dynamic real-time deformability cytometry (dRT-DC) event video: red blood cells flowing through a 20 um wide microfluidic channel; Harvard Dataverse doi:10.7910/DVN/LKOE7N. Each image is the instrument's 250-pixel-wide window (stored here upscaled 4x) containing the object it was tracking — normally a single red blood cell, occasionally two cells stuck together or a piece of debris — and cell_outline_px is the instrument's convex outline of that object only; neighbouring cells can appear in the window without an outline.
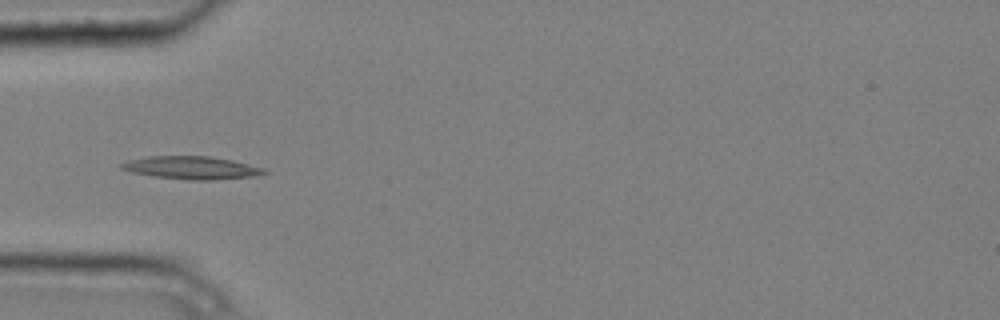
{"species": "common noctule bat (a hibernating species)", "species_latin": "Nyctalus noctula", "temperature_condition": "cold", "stored_images_in_passage": 5, "camera_frame_rate_fps": 3000, "um_per_image_px": 0.085, "animal": {"sex": "male", "body_mass_g": 20.4}, "frame": {"image": 1, "passage_image": 3, "time_ms": 0.667, "image_size_px": [1000, 320], "cell_outline_px": [[268, 172], [252, 176], [212, 180], [188, 180], [152, 176], [132, 172], [120, 168], [120, 164], [128, 160], [148, 156], [208, 156], [232, 160], [264, 168]], "centroid_in_image_um": [16.25, 14.26], "position_along_channel_um": 68.8, "area_um2": 18.9}}
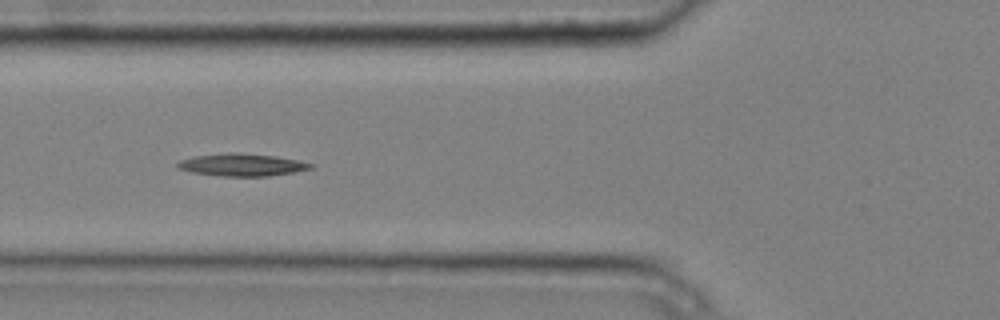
{"frame": {"image": 2, "passage_image": 4, "time_ms": 1.0, "image_size_px": [1000, 320], "cell_outline_px": [[316, 164], [312, 168], [292, 172], [268, 176], [220, 176], [192, 172], [176, 168], [176, 164], [180, 160], [192, 156], [228, 152], [236, 152], [276, 156]], "centroid_in_image_um": [20.52, 14.0], "position_along_channel_um": 105.3, "area_um2": 17.46}}
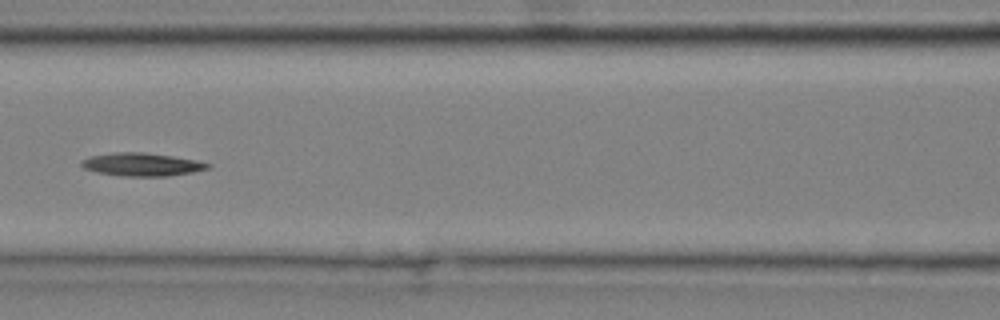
{"frame": {"image": 3, "passage_image": 5, "time_ms": 1.333, "image_size_px": [1000, 320], "cell_outline_px": [[212, 168], [192, 172], [168, 176], [124, 176], [96, 172], [84, 168], [80, 164], [84, 160], [92, 156], [116, 152], [144, 152], [172, 156], [196, 160], [212, 164]], "centroid_in_image_um": [12.11, 13.98], "position_along_channel_um": 154.5, "area_um2": 16.88}}